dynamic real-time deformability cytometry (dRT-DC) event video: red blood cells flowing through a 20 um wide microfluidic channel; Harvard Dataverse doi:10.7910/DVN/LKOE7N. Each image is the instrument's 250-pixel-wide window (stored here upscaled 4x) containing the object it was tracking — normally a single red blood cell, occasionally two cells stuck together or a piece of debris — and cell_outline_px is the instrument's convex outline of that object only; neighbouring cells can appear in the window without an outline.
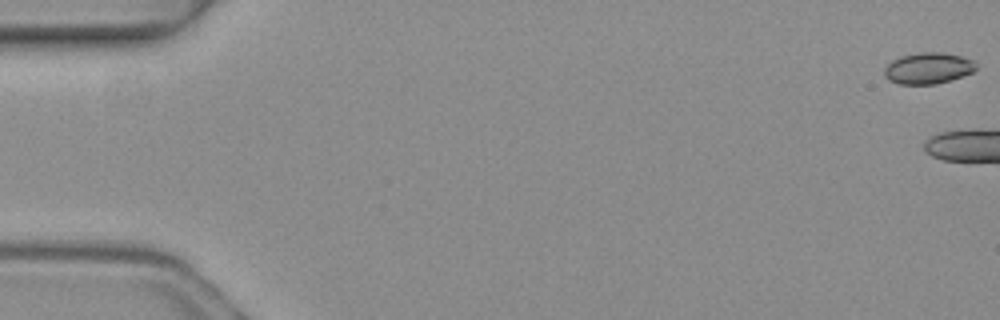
{"species": "common noctule bat (a hibernating species)", "species_latin": "Nyctalus noctula", "temperature_condition": "warm", "stored_images_in_passage": 6, "camera_frame_rate_fps": 3000, "um_per_image_px": 0.085, "animal": {"sex": "female", "body_mass_g": 19.3, "forearm_length_mm": 54.1}, "frame": {"image": 1, "passage_image": 1, "time_ms": 0.0, "image_size_px": [1000, 320], "cell_outline_px": [[976, 68], [972, 72], [936, 84], [900, 84], [888, 80], [884, 76], [884, 68], [892, 60], [900, 56], [920, 52], [944, 52], [960, 56], [972, 60], [976, 64]], "centroid_in_image_um": [78.85, 5.79], "position_along_channel_um": 6.2, "area_um2": 16.59}}
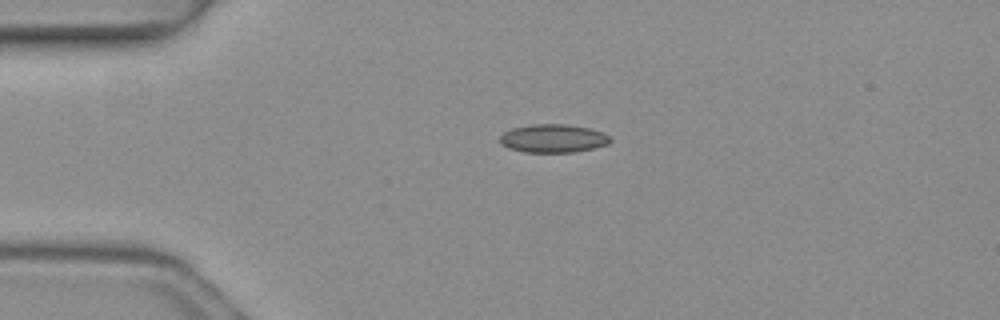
{"frame": {"image": 2, "passage_image": 6, "time_ms": 1.667, "image_size_px": [1000, 320], "cell_outline_px": [[612, 140], [608, 144], [592, 148], [572, 152], [524, 152], [508, 148], [500, 144], [500, 136], [504, 132], [512, 128], [532, 124], [568, 124], [588, 128], [604, 132]], "centroid_in_image_um": [47.0, 11.76], "position_along_channel_um": 38.0, "area_um2": 18.21}}